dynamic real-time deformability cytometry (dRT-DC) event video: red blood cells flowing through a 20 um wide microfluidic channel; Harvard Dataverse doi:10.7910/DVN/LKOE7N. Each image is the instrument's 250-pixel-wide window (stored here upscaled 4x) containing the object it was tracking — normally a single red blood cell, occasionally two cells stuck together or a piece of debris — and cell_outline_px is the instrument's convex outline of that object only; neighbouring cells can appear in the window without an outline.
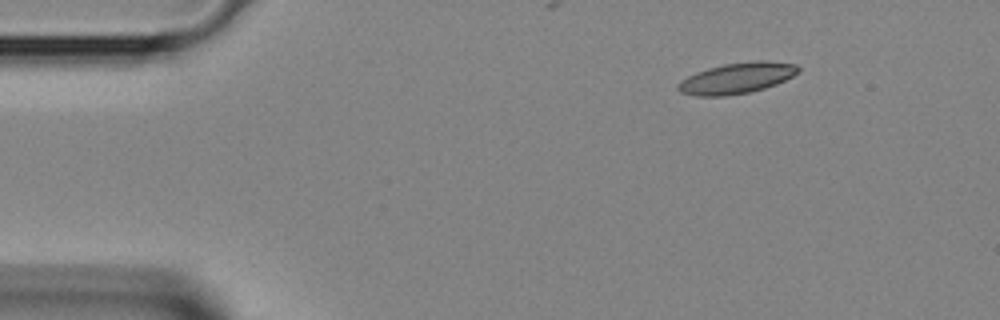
{"species": "Egyptian fruit bat (a non-hibernating species)", "species_latin": "Rousettus aegyptiacus", "temperature_condition": "room temperature", "stored_images_in_passage": 3, "camera_frame_rate_fps": 3000, "um_per_image_px": 0.085, "animal": {"sex": "female"}, "frame": {"image": 1, "passage_image": 1, "time_ms": 0.0, "image_size_px": [1000, 320], "cell_outline_px": [[800, 72], [776, 84], [764, 88], [748, 92], [724, 96], [696, 96], [680, 92], [676, 88], [676, 84], [680, 80], [696, 72], [708, 68], [724, 64], [756, 60], [768, 60], [796, 64], [800, 68]], "centroid_in_image_um": [62.62, 6.63], "position_along_channel_um": 22.4, "area_um2": 21.73}}